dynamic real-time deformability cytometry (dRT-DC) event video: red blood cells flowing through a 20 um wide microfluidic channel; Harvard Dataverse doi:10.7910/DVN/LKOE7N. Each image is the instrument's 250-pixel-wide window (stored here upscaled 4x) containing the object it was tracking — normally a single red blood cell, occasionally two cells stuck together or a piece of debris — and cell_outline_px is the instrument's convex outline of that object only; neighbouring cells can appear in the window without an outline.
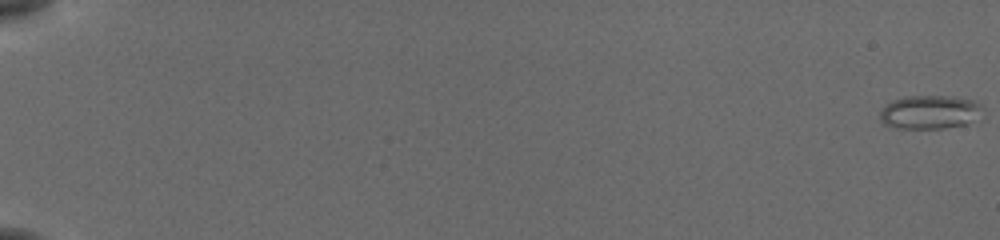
{"species": "common noctule bat (a hibernating species)", "species_latin": "Nyctalus noctula", "temperature_condition": "cold", "stored_images_in_passage": 57, "camera_frame_rate_fps": 3000, "um_per_image_px": 0.085, "animal": {"sex": "female", "body_mass_g": 19.5, "forearm_length_mm": 54.1}, "frame": {"image": 1, "passage_image": 1, "time_ms": 0.0, "image_size_px": [1000, 240], "cell_outline_px": [[980, 104], [976, 120], [968, 124], [944, 128], [896, 128], [884, 124], [880, 120], [880, 112], [892, 100], [904, 96], [952, 96], [972, 100]], "centroid_in_image_um": [78.99, 9.53], "position_along_channel_um": 6.0, "area_um2": 19.94}}
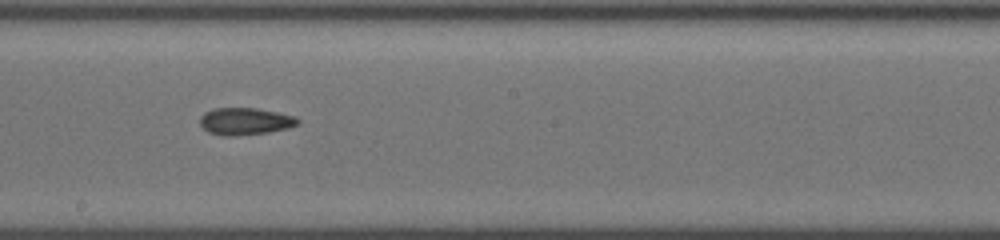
{"frame": {"image": 2, "passage_image": 35, "time_ms": 11.333, "image_size_px": [1000, 240], "cell_outline_px": [[300, 124], [288, 128], [268, 132], [236, 136], [224, 136], [208, 132], [200, 124], [200, 116], [204, 112], [212, 108], [256, 108], [296, 116], [300, 120]], "centroid_in_image_um": [20.84, 10.31], "position_along_channel_um": 227.4, "area_um2": 15.61}}
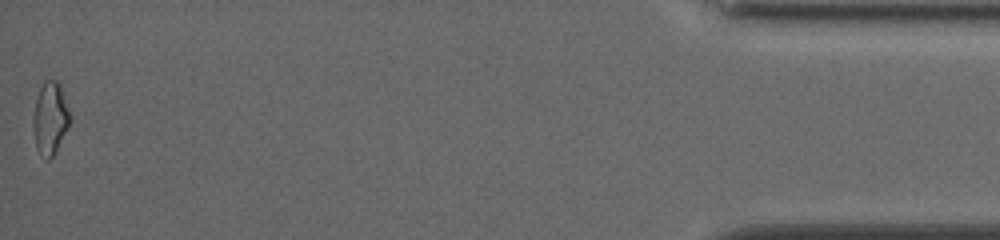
{"frame": {"image": 3, "passage_image": 57, "time_ms": 18.667, "image_size_px": [1000, 240], "cell_outline_px": [[72, 116], [52, 156], [48, 160], [36, 148], [36, 100], [40, 88], [44, 80], [56, 80], [60, 84]], "centroid_in_image_um": [4.32, 9.96], "position_along_channel_um": 430.9, "area_um2": 14.45}, "authors_computed_cell_mechanics": {"area_um2": 15.7794, "velocity_mm_per_s": 3.8455, "shape_relaxation_time_tau1_ms": null, "shape_relaxation_time_tau2_ms": 4.8337, "deformation_change_tau1": null, "deformation_change_tau2": 0.1314}}